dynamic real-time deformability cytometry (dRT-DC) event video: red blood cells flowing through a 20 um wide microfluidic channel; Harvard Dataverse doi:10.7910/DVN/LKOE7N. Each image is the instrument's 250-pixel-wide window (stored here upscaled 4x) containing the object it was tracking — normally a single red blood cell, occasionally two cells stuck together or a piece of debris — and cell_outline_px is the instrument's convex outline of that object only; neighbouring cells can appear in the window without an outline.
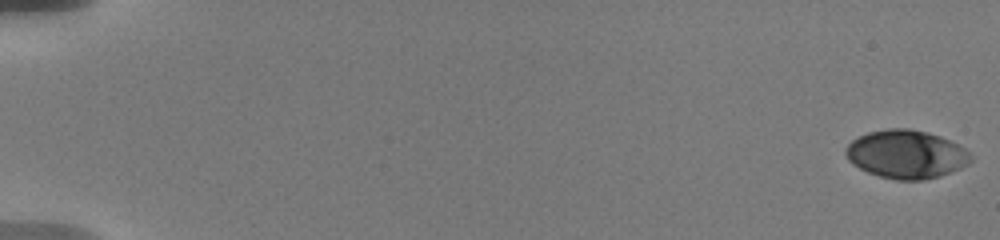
{"species": "human", "species_latin": "Homo sapiens", "temperature_condition": "warm", "stored_images_in_passage": 23, "camera_frame_rate_fps": 3000, "um_per_image_px": 0.085, "donor": {"sex": "male"}, "frame": {"image": 1, "passage_image": 1, "time_ms": 0.0, "image_size_px": [1000, 240], "cell_outline_px": [[972, 160], [968, 164], [960, 168], [940, 176], [924, 180], [896, 180], [880, 176], [868, 172], [852, 164], [848, 160], [844, 152], [848, 144], [852, 140], [868, 132], [888, 128], [908, 128], [928, 132], [940, 136], [964, 148], [972, 156]], "centroid_in_image_um": [77.02, 13.11], "position_along_channel_um": 8.0, "area_um2": 35.2}}
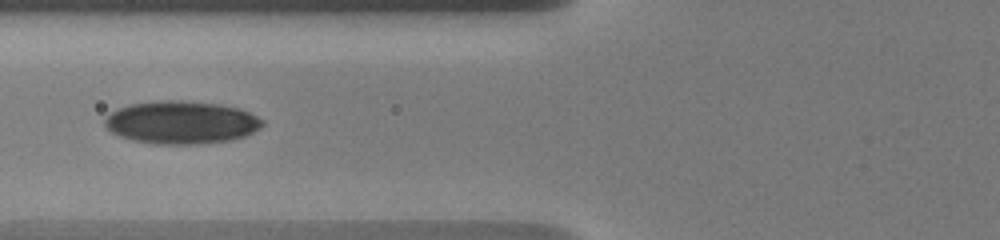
{"frame": {"image": 2, "passage_image": 17, "time_ms": 8.0, "image_size_px": [1000, 240], "cell_outline_px": [[264, 124], [260, 128], [244, 136], [232, 140], [200, 144], [156, 144], [132, 140], [120, 136], [112, 132], [104, 124], [104, 120], [116, 108], [128, 104], [160, 100], [180, 100], [220, 104], [240, 108], [264, 120]], "centroid_in_image_um": [15.41, 10.4], "position_along_channel_um": 110.4, "area_um2": 39.54}}
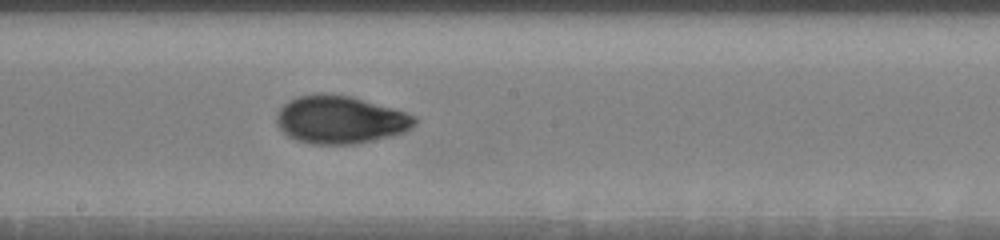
{"frame": {"image": 3, "passage_image": 23, "time_ms": 11.0, "image_size_px": [1000, 240], "cell_outline_px": [[420, 120], [412, 128], [404, 132], [392, 136], [356, 144], [312, 144], [296, 140], [288, 136], [276, 124], [276, 116], [280, 108], [288, 100], [296, 96], [316, 92], [324, 92], [352, 96], [392, 108], [416, 116]], "centroid_in_image_um": [28.92, 10.16], "position_along_channel_um": 219.3, "area_um2": 39.02}}